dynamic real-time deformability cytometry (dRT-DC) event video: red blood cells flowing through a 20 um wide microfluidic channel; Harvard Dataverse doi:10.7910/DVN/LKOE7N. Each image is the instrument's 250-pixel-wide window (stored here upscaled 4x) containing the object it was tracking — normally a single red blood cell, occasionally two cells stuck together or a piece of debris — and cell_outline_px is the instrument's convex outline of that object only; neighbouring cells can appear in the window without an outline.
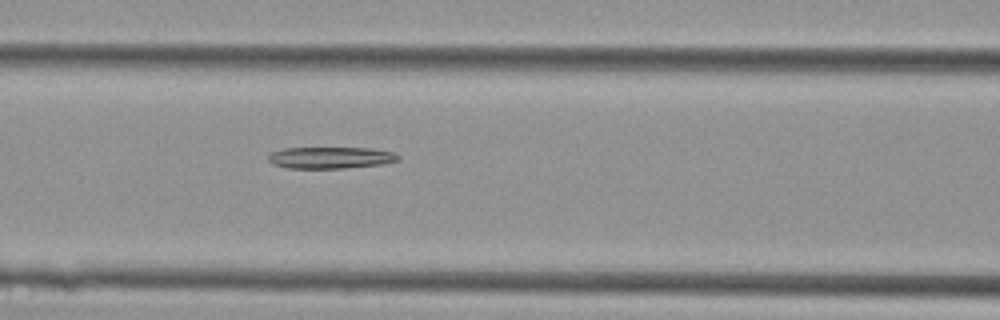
{"species": "Egyptian fruit bat (a non-hibernating species)", "species_latin": "Rousettus aegyptiacus", "temperature_condition": "cold", "stored_images_in_passage": 30, "camera_frame_rate_fps": 3000, "um_per_image_px": 0.085, "animal": {"sex": "female"}, "frame": {"image": 1, "passage_image": 5, "time_ms": 1.333, "image_size_px": [1000, 320], "cell_outline_px": [[400, 160], [384, 164], [344, 168], [288, 168], [272, 164], [268, 160], [268, 156], [272, 152], [284, 148], [372, 148], [392, 152], [400, 156]], "centroid_in_image_um": [28.12, 13.4], "position_along_channel_um": 138.5, "area_um2": 16.42}}
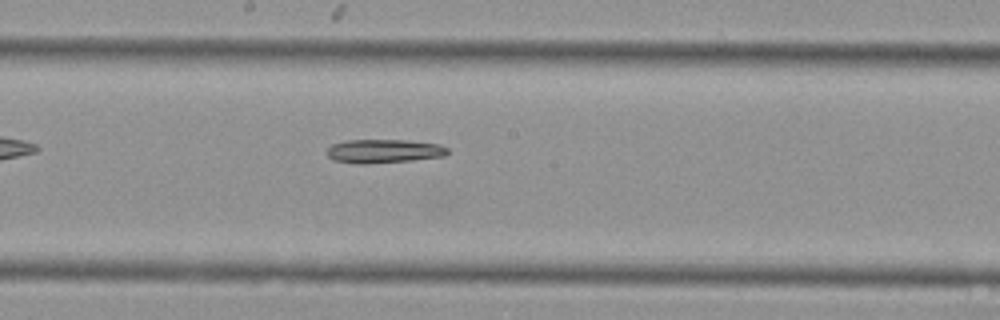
{"frame": {"image": 2, "passage_image": 10, "time_ms": 3.0, "image_size_px": [1000, 320], "cell_outline_px": [[448, 152], [444, 156], [412, 160], [364, 164], [360, 164], [332, 160], [328, 156], [328, 148], [332, 144], [348, 140], [408, 140], [440, 144], [448, 148]], "centroid_in_image_um": [32.63, 12.84], "position_along_channel_um": 215.6, "area_um2": 16.65}}
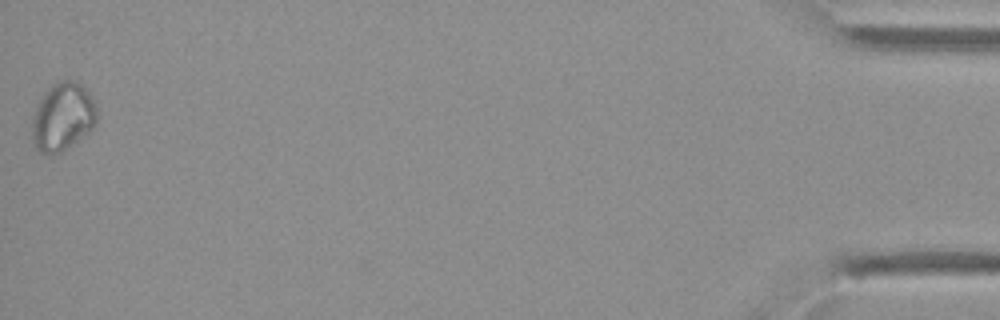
{"frame": {"image": 3, "passage_image": 30, "time_ms": 9.667, "image_size_px": [1000, 320], "cell_outline_px": [[96, 124], [88, 132], [60, 152], [40, 152], [36, 148], [32, 140], [32, 120], [36, 104], [48, 88], [52, 84], [60, 80], [76, 80], [92, 96], [96, 104]], "centroid_in_image_um": [5.32, 9.88], "position_along_channel_um": 429.9, "area_um2": 25.49}}